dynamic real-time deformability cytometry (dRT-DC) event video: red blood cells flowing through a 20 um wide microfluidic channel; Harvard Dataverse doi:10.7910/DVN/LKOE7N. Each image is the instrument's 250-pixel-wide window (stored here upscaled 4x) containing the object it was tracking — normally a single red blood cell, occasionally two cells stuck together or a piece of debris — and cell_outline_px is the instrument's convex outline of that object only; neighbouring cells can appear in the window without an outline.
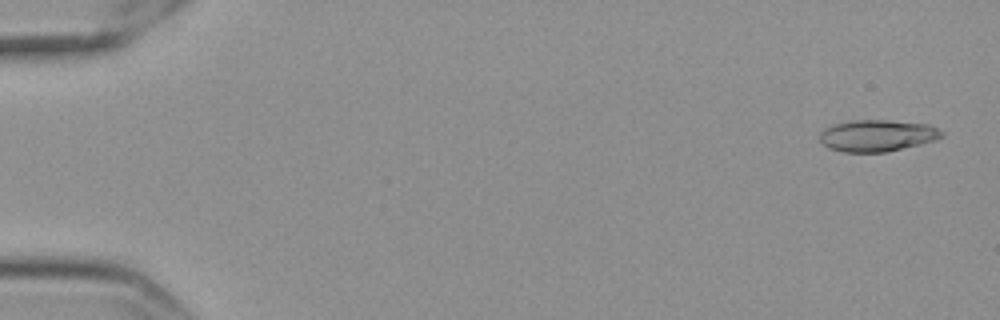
{"species": "Egyptian fruit bat (a non-hibernating species)", "species_latin": "Rousettus aegyptiacus", "temperature_condition": "cold", "stored_images_in_passage": 18, "camera_frame_rate_fps": 3000, "um_per_image_px": 0.085, "frame": {"image": 1, "passage_image": 2, "time_ms": 0.333, "image_size_px": [1000, 320], "cell_outline_px": [[944, 136], [936, 140], [920, 144], [884, 152], [844, 152], [828, 148], [820, 140], [820, 132], [832, 124], [852, 120], [888, 120], [928, 124], [944, 132]], "centroid_in_image_um": [74.56, 11.52], "position_along_channel_um": 10.4, "area_um2": 22.48}}
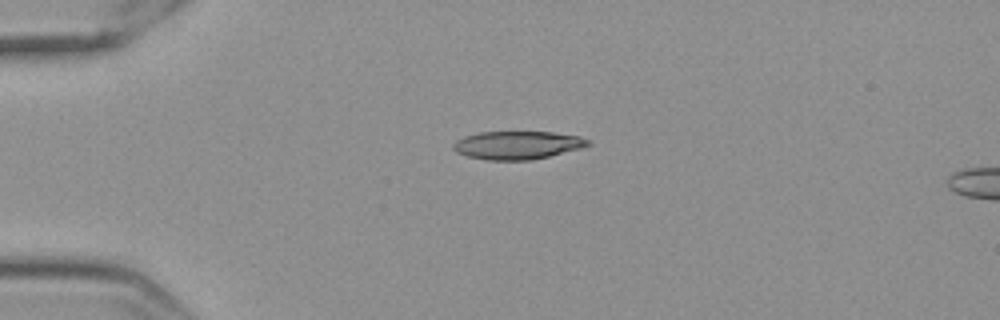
{"frame": {"image": 2, "passage_image": 14, "time_ms": 4.333, "image_size_px": [1000, 320], "cell_outline_px": [[592, 144], [580, 148], [532, 160], [488, 160], [468, 156], [456, 152], [452, 148], [452, 144], [456, 140], [464, 136], [480, 132], [552, 132], [580, 136], [588, 140]], "centroid_in_image_um": [43.95, 12.33], "position_along_channel_um": 41.0, "area_um2": 22.02}}